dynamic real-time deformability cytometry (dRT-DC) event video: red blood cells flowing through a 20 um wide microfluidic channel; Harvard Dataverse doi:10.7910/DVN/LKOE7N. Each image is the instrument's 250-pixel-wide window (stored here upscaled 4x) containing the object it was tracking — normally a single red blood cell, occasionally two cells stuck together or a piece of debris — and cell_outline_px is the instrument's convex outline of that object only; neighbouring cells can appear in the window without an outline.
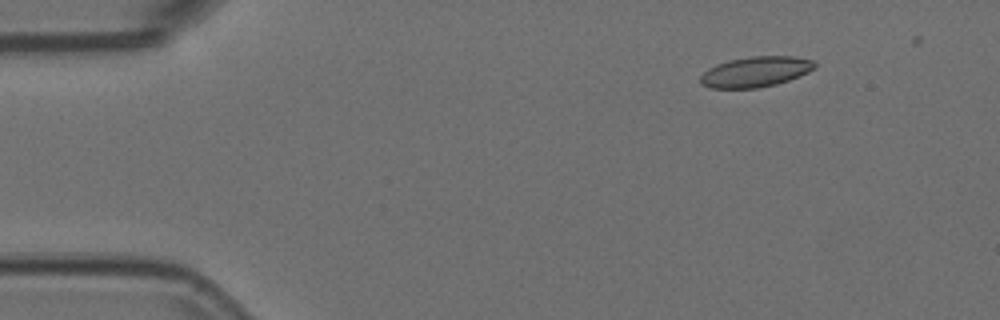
{"species": "Egyptian fruit bat (a non-hibernating species)", "species_latin": "Rousettus aegyptiacus", "temperature_condition": "room temperature", "stored_images_in_passage": 4, "camera_frame_rate_fps": 3000, "um_per_image_px": 0.085, "animal": {"sex": "female"}, "frame": {"image": 1, "passage_image": 1, "time_ms": 0.0, "image_size_px": [1000, 320], "cell_outline_px": [[816, 68], [800, 76], [776, 84], [756, 88], [708, 88], [700, 84], [700, 76], [708, 68], [716, 64], [728, 60], [752, 56], [796, 56], [812, 60], [816, 64]], "centroid_in_image_um": [64.21, 6.1], "position_along_channel_um": 20.8, "area_um2": 20.4}}
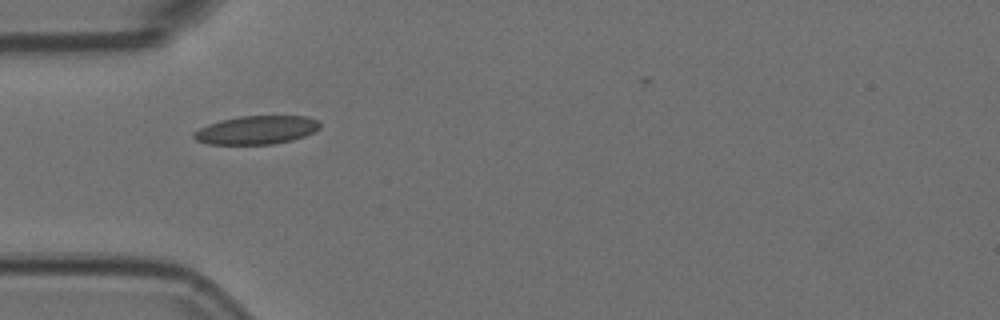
{"frame": {"image": 2, "passage_image": 3, "time_ms": 0.667, "image_size_px": [1000, 320], "cell_outline_px": [[320, 128], [304, 136], [292, 140], [272, 144], [208, 144], [196, 140], [192, 136], [192, 132], [208, 124], [220, 120], [240, 116], [304, 116], [316, 120], [320, 124]], "centroid_in_image_um": [21.76, 11.05], "position_along_channel_um": 63.2, "area_um2": 20.81}}
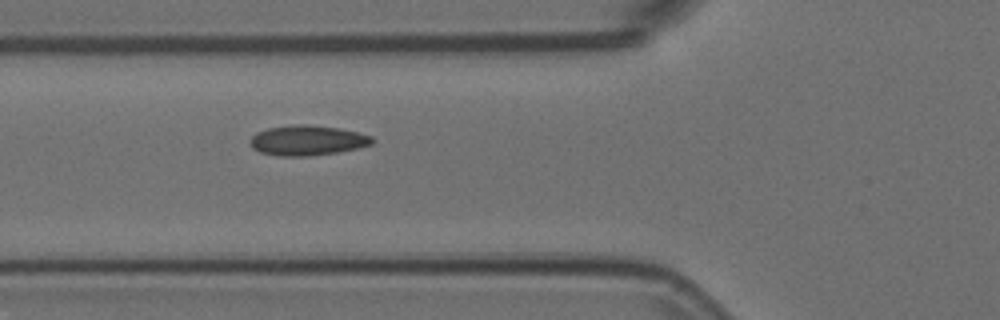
{"frame": {"image": 3, "passage_image": 4, "time_ms": 1.0, "image_size_px": [1000, 320], "cell_outline_px": [[376, 140], [372, 144], [356, 148], [336, 152], [308, 156], [280, 156], [260, 152], [252, 148], [252, 136], [256, 132], [268, 128], [292, 124], [304, 124], [340, 128], [372, 136]], "centroid_in_image_um": [26.14, 11.92], "position_along_channel_um": 99.7, "area_um2": 21.27}}